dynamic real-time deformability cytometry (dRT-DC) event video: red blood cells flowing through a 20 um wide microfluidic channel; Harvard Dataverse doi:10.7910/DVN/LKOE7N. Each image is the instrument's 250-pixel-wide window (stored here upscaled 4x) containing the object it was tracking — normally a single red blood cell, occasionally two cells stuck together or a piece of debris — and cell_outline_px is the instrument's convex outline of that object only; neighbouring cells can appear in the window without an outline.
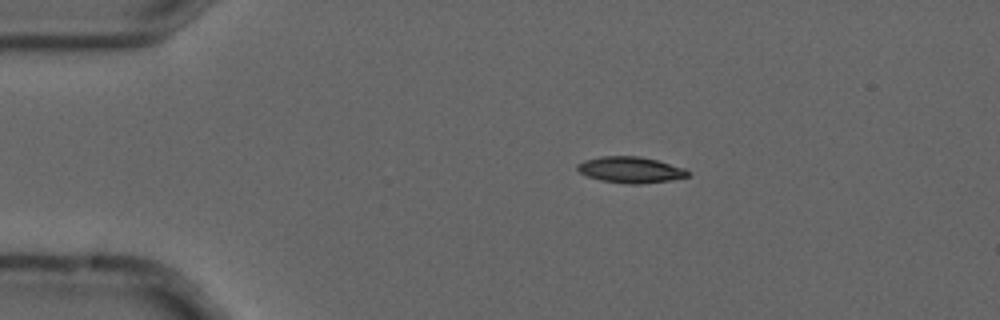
{"species": "common noctule bat (a hibernating species)", "species_latin": "Nyctalus noctula", "temperature_condition": "cold", "stored_images_in_passage": 6, "camera_frame_rate_fps": 3000, "um_per_image_px": 0.085, "animal": {"sex": "male", "forearm_length_mm": 52.5}, "frame": {"image": 1, "passage_image": 4, "time_ms": 1.0, "image_size_px": [1000, 320], "cell_outline_px": [[688, 176], [672, 180], [640, 184], [628, 184], [600, 180], [588, 176], [580, 172], [576, 168], [576, 164], [584, 160], [600, 156], [640, 156], [656, 160], [684, 168], [688, 172]], "centroid_in_image_um": [53.56, 14.43], "position_along_channel_um": 31.4, "area_um2": 16.76}}
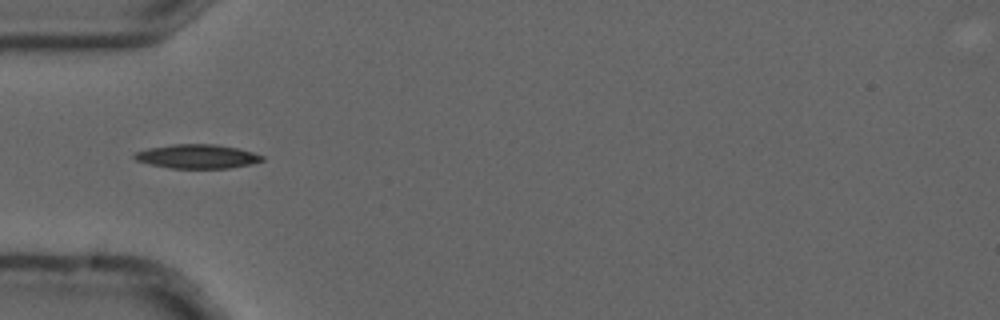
{"frame": {"image": 2, "passage_image": 6, "time_ms": 1.667, "image_size_px": [1000, 320], "cell_outline_px": [[264, 160], [248, 164], [228, 168], [172, 168], [148, 164], [136, 160], [132, 156], [136, 152], [148, 148], [172, 144], [216, 144], [240, 148], [264, 156]], "centroid_in_image_um": [16.75, 13.28], "position_along_channel_um": 68.3, "area_um2": 17.86}}